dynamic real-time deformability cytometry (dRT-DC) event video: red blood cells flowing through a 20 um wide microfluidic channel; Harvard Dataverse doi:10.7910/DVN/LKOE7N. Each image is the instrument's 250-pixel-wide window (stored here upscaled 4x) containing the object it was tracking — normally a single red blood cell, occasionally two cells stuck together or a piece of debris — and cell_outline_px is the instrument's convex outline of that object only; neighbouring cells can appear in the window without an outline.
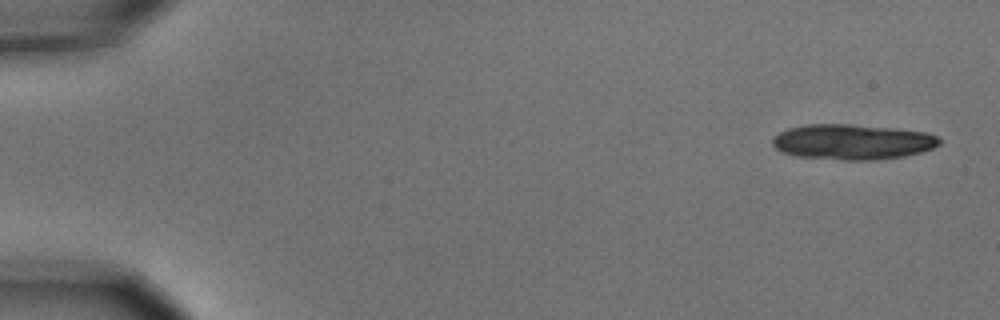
{"species": "common noctule bat (a hibernating species)", "species_latin": "Nyctalus noctula", "temperature_condition": "cold", "stored_images_in_passage": 5, "camera_frame_rate_fps": 3000, "um_per_image_px": 0.085, "animal": {"sex": "male", "body_mass_g": 15.6}, "frame": {"image": 1, "passage_image": 1, "time_ms": 0.0, "image_size_px": [1000, 320], "cell_outline_px": [[940, 144], [932, 148], [920, 152], [904, 156], [876, 160], [844, 160], [792, 156], [780, 152], [772, 144], [772, 136], [788, 128], [808, 124], [852, 124], [892, 128], [924, 132], [936, 136], [940, 140]], "centroid_in_image_um": [72.39, 12.06], "position_along_channel_um": 12.6, "area_um2": 34.51}}